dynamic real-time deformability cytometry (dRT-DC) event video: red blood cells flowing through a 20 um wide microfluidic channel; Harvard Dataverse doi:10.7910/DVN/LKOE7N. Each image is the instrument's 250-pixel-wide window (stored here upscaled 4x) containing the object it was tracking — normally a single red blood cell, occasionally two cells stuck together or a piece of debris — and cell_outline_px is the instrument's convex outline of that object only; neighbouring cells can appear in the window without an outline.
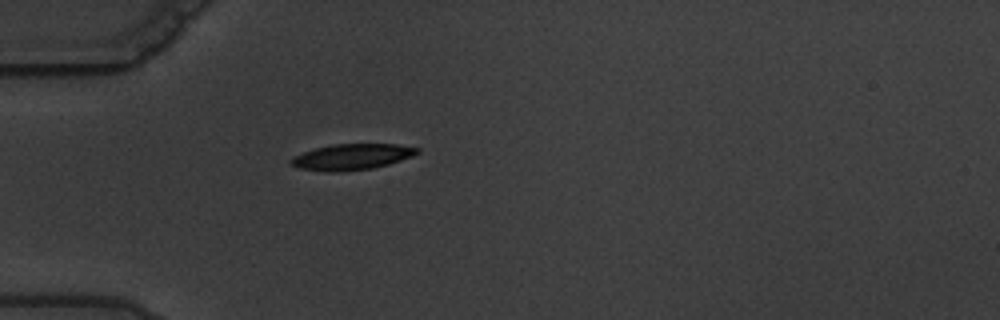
{"species": "common noctule bat (a hibernating species)", "species_latin": "Nyctalus noctula", "temperature_condition": "warm", "stored_images_in_passage": 1, "camera_frame_rate_fps": 3000, "um_per_image_px": 0.085, "animal": {"sex": "male", "body_mass_g": 19.5, "forearm_length_mm": 54.6}, "frame": {"image": 1, "passage_image": 1, "time_ms": 0.0, "image_size_px": [1000, 320], "cell_outline_px": [[420, 152], [412, 156], [388, 164], [372, 168], [336, 172], [324, 172], [300, 168], [288, 164], [288, 160], [304, 152], [316, 148], [332, 144], [396, 144], [420, 148]], "centroid_in_image_um": [29.89, 13.33], "position_along_channel_um": 55.1, "area_um2": 19.02}}